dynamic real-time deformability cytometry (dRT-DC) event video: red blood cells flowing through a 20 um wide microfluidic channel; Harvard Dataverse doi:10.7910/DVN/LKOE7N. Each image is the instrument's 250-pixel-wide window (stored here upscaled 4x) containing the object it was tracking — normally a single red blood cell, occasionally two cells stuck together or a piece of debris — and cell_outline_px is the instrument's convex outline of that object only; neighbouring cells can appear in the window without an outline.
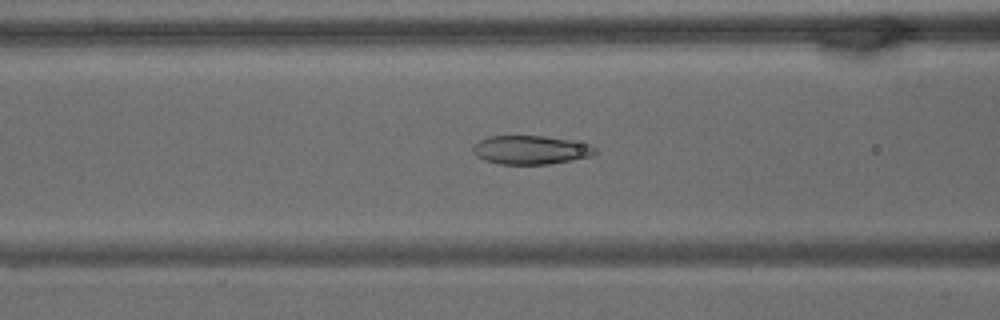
{"species": "common noctule bat (a hibernating species)", "species_latin": "Nyctalus noctula", "temperature_condition": "warm", "stored_images_in_passage": 67, "camera_frame_rate_fps": 3000, "um_per_image_px": 0.085, "animal": {"sex": "male", "body_mass_g": 15.6}, "frame": {"image": 1, "passage_image": 26, "time_ms": 8.333, "image_size_px": [1000, 320], "cell_outline_px": [[596, 156], [548, 164], [500, 164], [484, 160], [476, 156], [472, 152], [472, 148], [480, 140], [488, 136], [544, 136], [572, 140], [588, 144], [596, 148]], "centroid_in_image_um": [45.13, 12.74], "position_along_channel_um": 121.5, "area_um2": 20.58}}
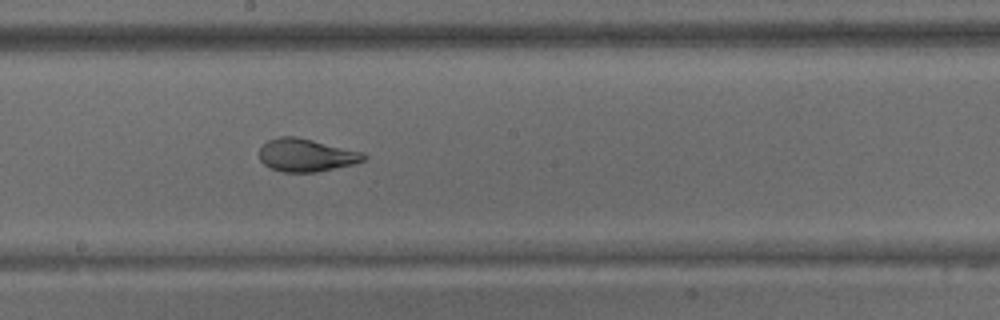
{"frame": {"image": 2, "passage_image": 36, "time_ms": 11.667, "image_size_px": [1000, 320], "cell_outline_px": [[368, 156], [364, 160], [356, 164], [316, 172], [284, 172], [272, 168], [264, 164], [260, 160], [260, 148], [268, 140], [280, 136], [296, 136], [364, 152]], "centroid_in_image_um": [26.07, 13.18], "position_along_channel_um": 222.1, "area_um2": 20.06}}
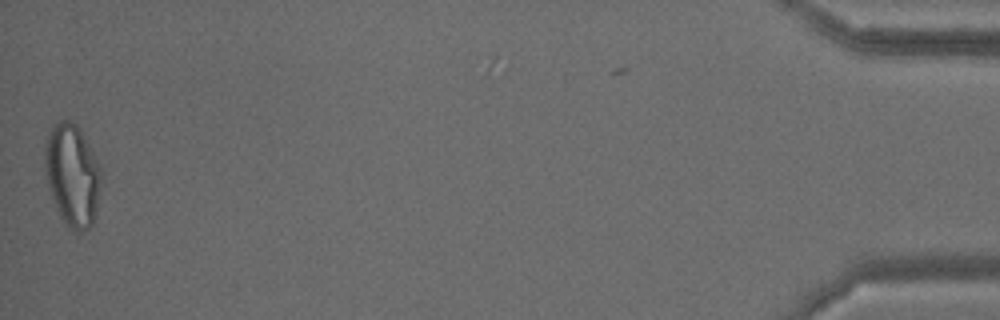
{"frame": {"image": 3, "passage_image": 66, "time_ms": 21.667, "image_size_px": [1000, 320], "cell_outline_px": [[100, 180], [96, 208], [92, 224], [88, 228], [80, 232], [76, 232], [60, 216], [56, 208], [44, 172], [44, 144], [52, 124], [60, 120], [68, 120], [76, 124], [80, 128], [100, 168]], "centroid_in_image_um": [6.1, 14.83], "position_along_channel_um": 429.1, "area_um2": 33.06}, "authors_computed_cell_mechanics": {"area_um2": 24.7384, "velocity_mm_per_s": 3.0196, "shape_relaxation_time_tau1_ms": 8.1436, "shape_relaxation_time_tau2_ms": 1.4437, "deformation_change_tau1": 0.2087, "deformation_change_tau2": 0.0656}}